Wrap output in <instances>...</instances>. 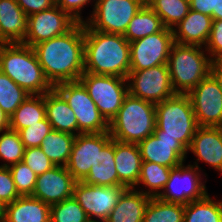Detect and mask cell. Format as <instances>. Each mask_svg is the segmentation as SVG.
I'll use <instances>...</instances> for the list:
<instances>
[{
  "mask_svg": "<svg viewBox=\"0 0 222 222\" xmlns=\"http://www.w3.org/2000/svg\"><path fill=\"white\" fill-rule=\"evenodd\" d=\"M45 77L55 87L79 81L84 73V23L70 31L33 46Z\"/></svg>",
  "mask_w": 222,
  "mask_h": 222,
  "instance_id": "1",
  "label": "cell"
},
{
  "mask_svg": "<svg viewBox=\"0 0 222 222\" xmlns=\"http://www.w3.org/2000/svg\"><path fill=\"white\" fill-rule=\"evenodd\" d=\"M84 72L127 78L129 41L122 34L96 31L84 23Z\"/></svg>",
  "mask_w": 222,
  "mask_h": 222,
  "instance_id": "2",
  "label": "cell"
},
{
  "mask_svg": "<svg viewBox=\"0 0 222 222\" xmlns=\"http://www.w3.org/2000/svg\"><path fill=\"white\" fill-rule=\"evenodd\" d=\"M0 71L29 94H45L54 88L45 77L33 47L23 43L0 44Z\"/></svg>",
  "mask_w": 222,
  "mask_h": 222,
  "instance_id": "3",
  "label": "cell"
},
{
  "mask_svg": "<svg viewBox=\"0 0 222 222\" xmlns=\"http://www.w3.org/2000/svg\"><path fill=\"white\" fill-rule=\"evenodd\" d=\"M201 46L173 43L167 66L176 94H188L211 73L213 60Z\"/></svg>",
  "mask_w": 222,
  "mask_h": 222,
  "instance_id": "4",
  "label": "cell"
},
{
  "mask_svg": "<svg viewBox=\"0 0 222 222\" xmlns=\"http://www.w3.org/2000/svg\"><path fill=\"white\" fill-rule=\"evenodd\" d=\"M155 127V104L128 94L109 123V133L114 140L138 144L153 134Z\"/></svg>",
  "mask_w": 222,
  "mask_h": 222,
  "instance_id": "5",
  "label": "cell"
},
{
  "mask_svg": "<svg viewBox=\"0 0 222 222\" xmlns=\"http://www.w3.org/2000/svg\"><path fill=\"white\" fill-rule=\"evenodd\" d=\"M156 137L174 138L187 150L199 127L194 115L192 103L187 94H175L163 102L155 104Z\"/></svg>",
  "mask_w": 222,
  "mask_h": 222,
  "instance_id": "6",
  "label": "cell"
},
{
  "mask_svg": "<svg viewBox=\"0 0 222 222\" xmlns=\"http://www.w3.org/2000/svg\"><path fill=\"white\" fill-rule=\"evenodd\" d=\"M79 81L87 89L100 114L110 123L129 94L127 78L84 72Z\"/></svg>",
  "mask_w": 222,
  "mask_h": 222,
  "instance_id": "7",
  "label": "cell"
},
{
  "mask_svg": "<svg viewBox=\"0 0 222 222\" xmlns=\"http://www.w3.org/2000/svg\"><path fill=\"white\" fill-rule=\"evenodd\" d=\"M146 0H96L92 14L84 22L89 28L105 33L122 34Z\"/></svg>",
  "mask_w": 222,
  "mask_h": 222,
  "instance_id": "8",
  "label": "cell"
},
{
  "mask_svg": "<svg viewBox=\"0 0 222 222\" xmlns=\"http://www.w3.org/2000/svg\"><path fill=\"white\" fill-rule=\"evenodd\" d=\"M75 113L78 134L109 131V123L100 114L87 89L80 81L64 82L54 87Z\"/></svg>",
  "mask_w": 222,
  "mask_h": 222,
  "instance_id": "9",
  "label": "cell"
},
{
  "mask_svg": "<svg viewBox=\"0 0 222 222\" xmlns=\"http://www.w3.org/2000/svg\"><path fill=\"white\" fill-rule=\"evenodd\" d=\"M194 163L187 166L182 163L171 168L169 180L157 198L164 202L183 205L204 198L208 194L204 184L206 181L202 182L199 173L201 168L197 162Z\"/></svg>",
  "mask_w": 222,
  "mask_h": 222,
  "instance_id": "10",
  "label": "cell"
},
{
  "mask_svg": "<svg viewBox=\"0 0 222 222\" xmlns=\"http://www.w3.org/2000/svg\"><path fill=\"white\" fill-rule=\"evenodd\" d=\"M127 83L130 95L153 104L163 102L176 94L167 64L130 71Z\"/></svg>",
  "mask_w": 222,
  "mask_h": 222,
  "instance_id": "11",
  "label": "cell"
},
{
  "mask_svg": "<svg viewBox=\"0 0 222 222\" xmlns=\"http://www.w3.org/2000/svg\"><path fill=\"white\" fill-rule=\"evenodd\" d=\"M126 189L123 185L97 186L76 181L73 197L91 222H105Z\"/></svg>",
  "mask_w": 222,
  "mask_h": 222,
  "instance_id": "12",
  "label": "cell"
},
{
  "mask_svg": "<svg viewBox=\"0 0 222 222\" xmlns=\"http://www.w3.org/2000/svg\"><path fill=\"white\" fill-rule=\"evenodd\" d=\"M130 43V71L167 64L171 46L174 43L172 29L137 39Z\"/></svg>",
  "mask_w": 222,
  "mask_h": 222,
  "instance_id": "13",
  "label": "cell"
},
{
  "mask_svg": "<svg viewBox=\"0 0 222 222\" xmlns=\"http://www.w3.org/2000/svg\"><path fill=\"white\" fill-rule=\"evenodd\" d=\"M187 95L198 126L222 127V91L211 73Z\"/></svg>",
  "mask_w": 222,
  "mask_h": 222,
  "instance_id": "14",
  "label": "cell"
},
{
  "mask_svg": "<svg viewBox=\"0 0 222 222\" xmlns=\"http://www.w3.org/2000/svg\"><path fill=\"white\" fill-rule=\"evenodd\" d=\"M78 22L57 5L50 9L28 16V32L23 44L34 45L63 35L70 31Z\"/></svg>",
  "mask_w": 222,
  "mask_h": 222,
  "instance_id": "15",
  "label": "cell"
},
{
  "mask_svg": "<svg viewBox=\"0 0 222 222\" xmlns=\"http://www.w3.org/2000/svg\"><path fill=\"white\" fill-rule=\"evenodd\" d=\"M76 180L66 166H55L43 174L37 175L32 197L49 205L60 203L73 197Z\"/></svg>",
  "mask_w": 222,
  "mask_h": 222,
  "instance_id": "16",
  "label": "cell"
},
{
  "mask_svg": "<svg viewBox=\"0 0 222 222\" xmlns=\"http://www.w3.org/2000/svg\"><path fill=\"white\" fill-rule=\"evenodd\" d=\"M82 181L88 185H118V174L115 165V140L112 139L109 131L97 133V159Z\"/></svg>",
  "mask_w": 222,
  "mask_h": 222,
  "instance_id": "17",
  "label": "cell"
},
{
  "mask_svg": "<svg viewBox=\"0 0 222 222\" xmlns=\"http://www.w3.org/2000/svg\"><path fill=\"white\" fill-rule=\"evenodd\" d=\"M143 161L174 168L181 165L188 153L187 149L174 138L156 137L153 134L138 143Z\"/></svg>",
  "mask_w": 222,
  "mask_h": 222,
  "instance_id": "18",
  "label": "cell"
},
{
  "mask_svg": "<svg viewBox=\"0 0 222 222\" xmlns=\"http://www.w3.org/2000/svg\"><path fill=\"white\" fill-rule=\"evenodd\" d=\"M187 151L222 174V127L199 126Z\"/></svg>",
  "mask_w": 222,
  "mask_h": 222,
  "instance_id": "19",
  "label": "cell"
},
{
  "mask_svg": "<svg viewBox=\"0 0 222 222\" xmlns=\"http://www.w3.org/2000/svg\"><path fill=\"white\" fill-rule=\"evenodd\" d=\"M212 22L211 16L190 9L187 16L172 29L174 42L205 47L211 33Z\"/></svg>",
  "mask_w": 222,
  "mask_h": 222,
  "instance_id": "20",
  "label": "cell"
},
{
  "mask_svg": "<svg viewBox=\"0 0 222 222\" xmlns=\"http://www.w3.org/2000/svg\"><path fill=\"white\" fill-rule=\"evenodd\" d=\"M97 159V133L78 134L75 137L66 165L76 181H82Z\"/></svg>",
  "mask_w": 222,
  "mask_h": 222,
  "instance_id": "21",
  "label": "cell"
},
{
  "mask_svg": "<svg viewBox=\"0 0 222 222\" xmlns=\"http://www.w3.org/2000/svg\"><path fill=\"white\" fill-rule=\"evenodd\" d=\"M142 157L136 143L115 140V165L118 185L135 189L141 173Z\"/></svg>",
  "mask_w": 222,
  "mask_h": 222,
  "instance_id": "22",
  "label": "cell"
},
{
  "mask_svg": "<svg viewBox=\"0 0 222 222\" xmlns=\"http://www.w3.org/2000/svg\"><path fill=\"white\" fill-rule=\"evenodd\" d=\"M28 16L16 0H0V43H23Z\"/></svg>",
  "mask_w": 222,
  "mask_h": 222,
  "instance_id": "23",
  "label": "cell"
},
{
  "mask_svg": "<svg viewBox=\"0 0 222 222\" xmlns=\"http://www.w3.org/2000/svg\"><path fill=\"white\" fill-rule=\"evenodd\" d=\"M46 118L54 130L78 135V123L75 113L63 96L53 88L44 94ZM76 132V133H75Z\"/></svg>",
  "mask_w": 222,
  "mask_h": 222,
  "instance_id": "24",
  "label": "cell"
},
{
  "mask_svg": "<svg viewBox=\"0 0 222 222\" xmlns=\"http://www.w3.org/2000/svg\"><path fill=\"white\" fill-rule=\"evenodd\" d=\"M150 199L136 188L126 189L105 222H142Z\"/></svg>",
  "mask_w": 222,
  "mask_h": 222,
  "instance_id": "25",
  "label": "cell"
},
{
  "mask_svg": "<svg viewBox=\"0 0 222 222\" xmlns=\"http://www.w3.org/2000/svg\"><path fill=\"white\" fill-rule=\"evenodd\" d=\"M4 222H50V205L32 196H20L7 204Z\"/></svg>",
  "mask_w": 222,
  "mask_h": 222,
  "instance_id": "26",
  "label": "cell"
},
{
  "mask_svg": "<svg viewBox=\"0 0 222 222\" xmlns=\"http://www.w3.org/2000/svg\"><path fill=\"white\" fill-rule=\"evenodd\" d=\"M45 118L44 94H31L10 116V129L18 132Z\"/></svg>",
  "mask_w": 222,
  "mask_h": 222,
  "instance_id": "27",
  "label": "cell"
},
{
  "mask_svg": "<svg viewBox=\"0 0 222 222\" xmlns=\"http://www.w3.org/2000/svg\"><path fill=\"white\" fill-rule=\"evenodd\" d=\"M75 137V135L53 129L45 137L40 148L54 166H66Z\"/></svg>",
  "mask_w": 222,
  "mask_h": 222,
  "instance_id": "28",
  "label": "cell"
},
{
  "mask_svg": "<svg viewBox=\"0 0 222 222\" xmlns=\"http://www.w3.org/2000/svg\"><path fill=\"white\" fill-rule=\"evenodd\" d=\"M164 28L160 17L145 3L129 22L124 37L135 41L148 35L155 34Z\"/></svg>",
  "mask_w": 222,
  "mask_h": 222,
  "instance_id": "29",
  "label": "cell"
},
{
  "mask_svg": "<svg viewBox=\"0 0 222 222\" xmlns=\"http://www.w3.org/2000/svg\"><path fill=\"white\" fill-rule=\"evenodd\" d=\"M183 222H222V201H214L207 194L184 205Z\"/></svg>",
  "mask_w": 222,
  "mask_h": 222,
  "instance_id": "30",
  "label": "cell"
},
{
  "mask_svg": "<svg viewBox=\"0 0 222 222\" xmlns=\"http://www.w3.org/2000/svg\"><path fill=\"white\" fill-rule=\"evenodd\" d=\"M166 28L173 29L190 11L189 0H146Z\"/></svg>",
  "mask_w": 222,
  "mask_h": 222,
  "instance_id": "31",
  "label": "cell"
},
{
  "mask_svg": "<svg viewBox=\"0 0 222 222\" xmlns=\"http://www.w3.org/2000/svg\"><path fill=\"white\" fill-rule=\"evenodd\" d=\"M170 171L171 168L167 166L143 161L140 177L136 186L140 184L145 185V187H148V191L142 189L139 191L150 197H157L169 180Z\"/></svg>",
  "mask_w": 222,
  "mask_h": 222,
  "instance_id": "32",
  "label": "cell"
},
{
  "mask_svg": "<svg viewBox=\"0 0 222 222\" xmlns=\"http://www.w3.org/2000/svg\"><path fill=\"white\" fill-rule=\"evenodd\" d=\"M184 205L151 197L142 222H183Z\"/></svg>",
  "mask_w": 222,
  "mask_h": 222,
  "instance_id": "33",
  "label": "cell"
},
{
  "mask_svg": "<svg viewBox=\"0 0 222 222\" xmlns=\"http://www.w3.org/2000/svg\"><path fill=\"white\" fill-rule=\"evenodd\" d=\"M30 95L25 89L21 88L10 77L0 71V108L9 118Z\"/></svg>",
  "mask_w": 222,
  "mask_h": 222,
  "instance_id": "34",
  "label": "cell"
},
{
  "mask_svg": "<svg viewBox=\"0 0 222 222\" xmlns=\"http://www.w3.org/2000/svg\"><path fill=\"white\" fill-rule=\"evenodd\" d=\"M24 150V145L17 131L12 129L2 131L0 135V159L7 163L1 164L0 167H10L21 162Z\"/></svg>",
  "mask_w": 222,
  "mask_h": 222,
  "instance_id": "35",
  "label": "cell"
},
{
  "mask_svg": "<svg viewBox=\"0 0 222 222\" xmlns=\"http://www.w3.org/2000/svg\"><path fill=\"white\" fill-rule=\"evenodd\" d=\"M50 222H91L74 197L50 205Z\"/></svg>",
  "mask_w": 222,
  "mask_h": 222,
  "instance_id": "36",
  "label": "cell"
},
{
  "mask_svg": "<svg viewBox=\"0 0 222 222\" xmlns=\"http://www.w3.org/2000/svg\"><path fill=\"white\" fill-rule=\"evenodd\" d=\"M15 183L17 192L20 196H32L37 175L22 161L9 167Z\"/></svg>",
  "mask_w": 222,
  "mask_h": 222,
  "instance_id": "37",
  "label": "cell"
},
{
  "mask_svg": "<svg viewBox=\"0 0 222 222\" xmlns=\"http://www.w3.org/2000/svg\"><path fill=\"white\" fill-rule=\"evenodd\" d=\"M52 130L53 128L50 122L45 118L44 120L37 122V124L19 130L18 134L26 149L30 147H40L45 137Z\"/></svg>",
  "mask_w": 222,
  "mask_h": 222,
  "instance_id": "38",
  "label": "cell"
},
{
  "mask_svg": "<svg viewBox=\"0 0 222 222\" xmlns=\"http://www.w3.org/2000/svg\"><path fill=\"white\" fill-rule=\"evenodd\" d=\"M22 162L36 175L43 174L55 167L40 147L26 148L24 150Z\"/></svg>",
  "mask_w": 222,
  "mask_h": 222,
  "instance_id": "39",
  "label": "cell"
},
{
  "mask_svg": "<svg viewBox=\"0 0 222 222\" xmlns=\"http://www.w3.org/2000/svg\"><path fill=\"white\" fill-rule=\"evenodd\" d=\"M204 48L213 61H222V20H213L211 33Z\"/></svg>",
  "mask_w": 222,
  "mask_h": 222,
  "instance_id": "40",
  "label": "cell"
},
{
  "mask_svg": "<svg viewBox=\"0 0 222 222\" xmlns=\"http://www.w3.org/2000/svg\"><path fill=\"white\" fill-rule=\"evenodd\" d=\"M19 197L9 167H0V200L7 205Z\"/></svg>",
  "mask_w": 222,
  "mask_h": 222,
  "instance_id": "41",
  "label": "cell"
},
{
  "mask_svg": "<svg viewBox=\"0 0 222 222\" xmlns=\"http://www.w3.org/2000/svg\"><path fill=\"white\" fill-rule=\"evenodd\" d=\"M190 9L222 20V0H189Z\"/></svg>",
  "mask_w": 222,
  "mask_h": 222,
  "instance_id": "42",
  "label": "cell"
},
{
  "mask_svg": "<svg viewBox=\"0 0 222 222\" xmlns=\"http://www.w3.org/2000/svg\"><path fill=\"white\" fill-rule=\"evenodd\" d=\"M92 0H55V5L69 13L77 22L84 23L81 10ZM96 0H93V2Z\"/></svg>",
  "mask_w": 222,
  "mask_h": 222,
  "instance_id": "43",
  "label": "cell"
},
{
  "mask_svg": "<svg viewBox=\"0 0 222 222\" xmlns=\"http://www.w3.org/2000/svg\"><path fill=\"white\" fill-rule=\"evenodd\" d=\"M16 2L27 16L50 9L55 5L54 0H16Z\"/></svg>",
  "mask_w": 222,
  "mask_h": 222,
  "instance_id": "44",
  "label": "cell"
},
{
  "mask_svg": "<svg viewBox=\"0 0 222 222\" xmlns=\"http://www.w3.org/2000/svg\"><path fill=\"white\" fill-rule=\"evenodd\" d=\"M211 74L215 77L219 83L222 91V61H213L211 65Z\"/></svg>",
  "mask_w": 222,
  "mask_h": 222,
  "instance_id": "45",
  "label": "cell"
},
{
  "mask_svg": "<svg viewBox=\"0 0 222 222\" xmlns=\"http://www.w3.org/2000/svg\"><path fill=\"white\" fill-rule=\"evenodd\" d=\"M10 129V118L7 114L0 108V133Z\"/></svg>",
  "mask_w": 222,
  "mask_h": 222,
  "instance_id": "46",
  "label": "cell"
},
{
  "mask_svg": "<svg viewBox=\"0 0 222 222\" xmlns=\"http://www.w3.org/2000/svg\"><path fill=\"white\" fill-rule=\"evenodd\" d=\"M6 204L0 200V222H4L6 215Z\"/></svg>",
  "mask_w": 222,
  "mask_h": 222,
  "instance_id": "47",
  "label": "cell"
}]
</instances>
